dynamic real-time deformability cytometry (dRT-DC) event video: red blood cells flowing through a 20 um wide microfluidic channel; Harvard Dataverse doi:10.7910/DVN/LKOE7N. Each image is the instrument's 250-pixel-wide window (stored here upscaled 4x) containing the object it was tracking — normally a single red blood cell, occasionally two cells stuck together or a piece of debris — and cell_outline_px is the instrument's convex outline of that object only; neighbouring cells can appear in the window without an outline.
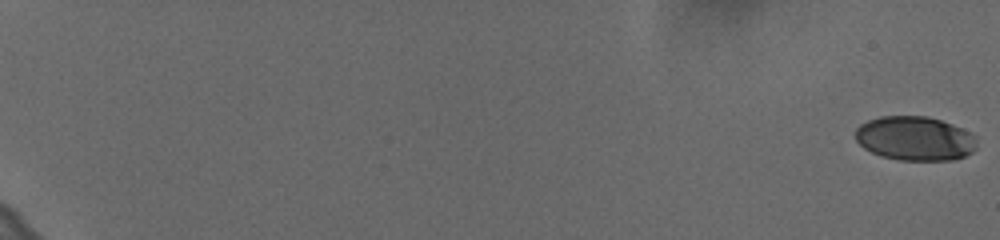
{"species": "human", "species_latin": "Homo sapiens", "temperature_condition": "cold", "stored_images_in_passage": 61, "camera_frame_rate_fps": 3000, "um_per_image_px": 0.085, "donor": {"sex": "female"}, "frame": {"image": 1, "passage_image": 1, "time_ms": 0.0, "image_size_px": [1000, 240], "cell_outline_px": [[976, 148], [972, 152], [964, 156], [952, 160], [900, 160], [880, 156], [864, 148], [856, 140], [856, 128], [860, 124], [868, 120], [880, 116], [928, 116], [952, 124], [976, 136]], "centroid_in_image_um": [77.76, 11.77], "position_along_channel_um": 7.2, "area_um2": 31.27}}
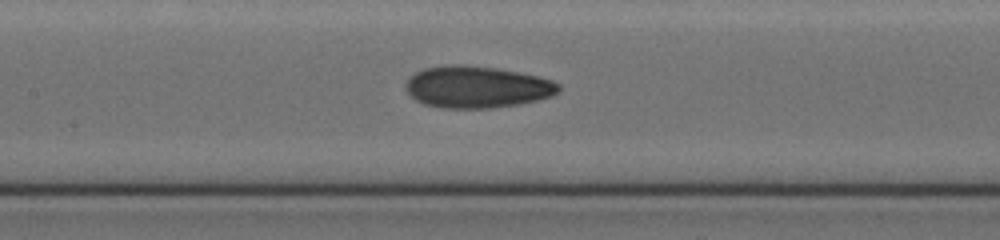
{"frame": {"image": 2, "passage_image": 34, "time_ms": 11.0, "image_size_px": [1000, 240], "cell_outline_px": [[560, 92], [552, 96], [536, 100], [516, 104], [488, 108], [440, 108], [424, 104], [416, 100], [404, 88], [404, 84], [408, 76], [424, 68], [444, 64], [464, 64], [496, 68], [540, 76], [552, 80], [560, 84]], "centroid_in_image_um": [40.51, 7.38], "position_along_channel_um": 166.9, "area_um2": 37.63}}
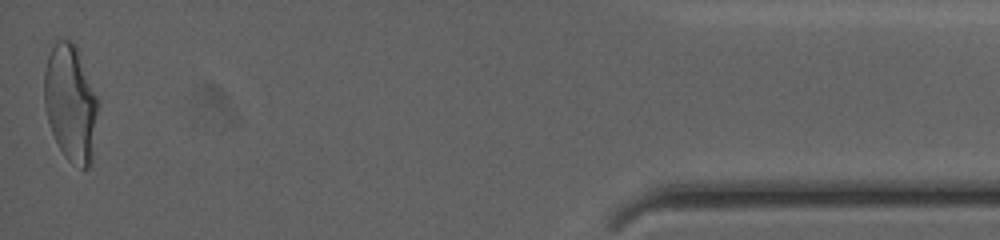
{"frame": {"image": 3, "passage_image": 61, "time_ms": 20.0, "image_size_px": [1000, 240], "cell_outline_px": [[96, 112], [92, 164], [88, 168], [80, 168], [68, 160], [64, 156], [52, 132], [48, 120], [44, 104], [44, 72], [48, 56], [56, 40], [72, 40], [76, 44], [96, 96]], "centroid_in_image_um": [5.98, 8.76], "position_along_channel_um": 429.2, "area_um2": 36.07}, "authors_computed_cell_mechanics": {"area_um2": 34.969, "velocity_mm_per_s": 3.6435, "shape_relaxation_time_tau1_ms": 5.2175, "shape_relaxation_time_tau2_ms": 1.55, "deformation_change_tau1": 0.182, "deformation_change_tau2": 0.065}}